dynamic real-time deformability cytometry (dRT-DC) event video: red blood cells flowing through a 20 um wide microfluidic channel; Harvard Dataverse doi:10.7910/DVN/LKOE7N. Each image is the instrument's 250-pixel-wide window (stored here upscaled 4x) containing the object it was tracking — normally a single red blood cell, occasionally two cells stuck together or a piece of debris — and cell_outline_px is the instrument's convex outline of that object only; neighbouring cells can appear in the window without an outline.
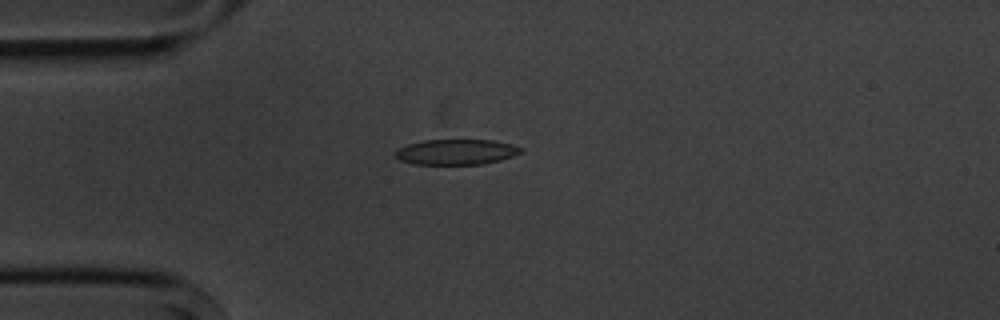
{"species": "common noctule bat (a hibernating species)", "species_latin": "Nyctalus noctula", "temperature_condition": "cold", "stored_images_in_passage": 3, "camera_frame_rate_fps": 3000, "um_per_image_px": 0.085, "animal": {"sex": "male", "body_mass_g": 20.1, "forearm_length_mm": 53.5}, "frame": {"image": 1, "passage_image": 3, "time_ms": 2.333, "image_size_px": [1000, 320], "cell_outline_px": [[520, 152], [512, 156], [500, 160], [480, 164], [412, 164], [400, 160], [396, 156], [396, 148], [408, 144], [424, 140], [492, 140], [512, 144], [520, 148]], "centroid_in_image_um": [38.73, 12.91], "position_along_channel_um": 46.3, "area_um2": 18.38}}